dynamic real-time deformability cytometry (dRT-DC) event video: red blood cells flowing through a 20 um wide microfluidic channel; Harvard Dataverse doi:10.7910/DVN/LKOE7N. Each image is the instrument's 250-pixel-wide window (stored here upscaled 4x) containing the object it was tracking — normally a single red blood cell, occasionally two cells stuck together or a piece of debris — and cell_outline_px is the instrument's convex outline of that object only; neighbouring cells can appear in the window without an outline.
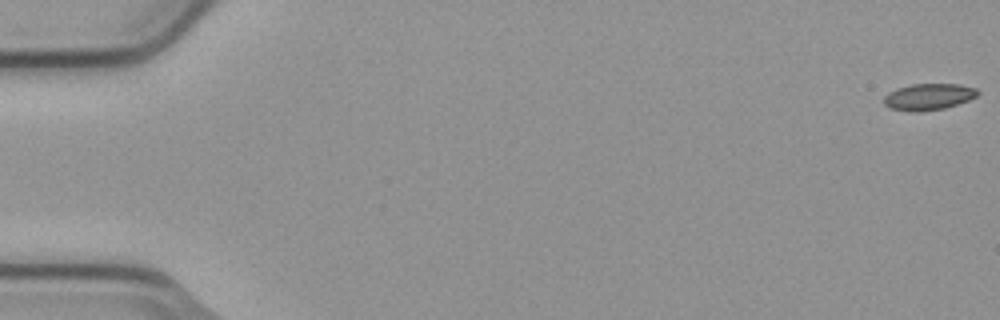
{"species": "common noctule bat (a hibernating species)", "species_latin": "Nyctalus noctula", "temperature_condition": "cold", "stored_images_in_passage": 56, "camera_frame_rate_fps": 3000, "um_per_image_px": 0.085, "animal": {"sex": "male", "body_mass_g": 23.1, "forearm_length_mm": 52.7}, "frame": {"image": 1, "passage_image": 1, "time_ms": 0.0, "image_size_px": [1000, 320], "cell_outline_px": [[980, 92], [976, 96], [968, 100], [944, 108], [920, 112], [912, 112], [888, 108], [884, 104], [884, 96], [888, 92], [896, 88], [912, 84], [960, 84], [976, 88]], "centroid_in_image_um": [78.89, 8.22], "position_along_channel_um": 6.1, "area_um2": 14.57}}
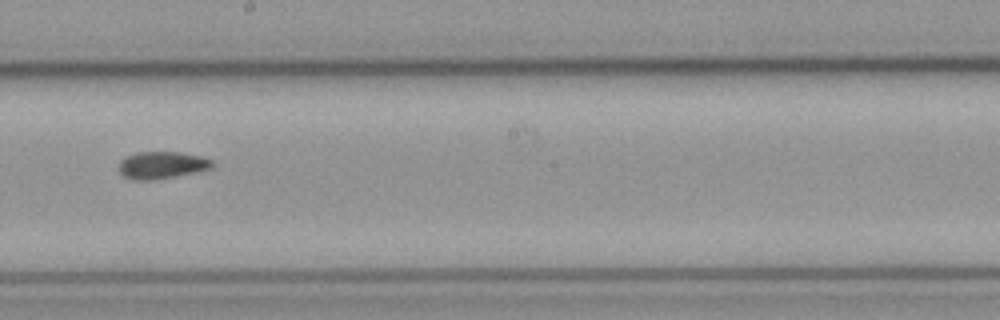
{"frame": {"image": 2, "passage_image": 32, "time_ms": 10.333, "image_size_px": [1000, 320], "cell_outline_px": [[212, 168], [196, 172], [176, 176], [152, 180], [132, 180], [124, 176], [120, 172], [120, 160], [136, 152], [176, 152], [200, 156], [212, 160]], "centroid_in_image_um": [13.75, 14.04], "position_along_channel_um": 234.5, "area_um2": 14.62}}
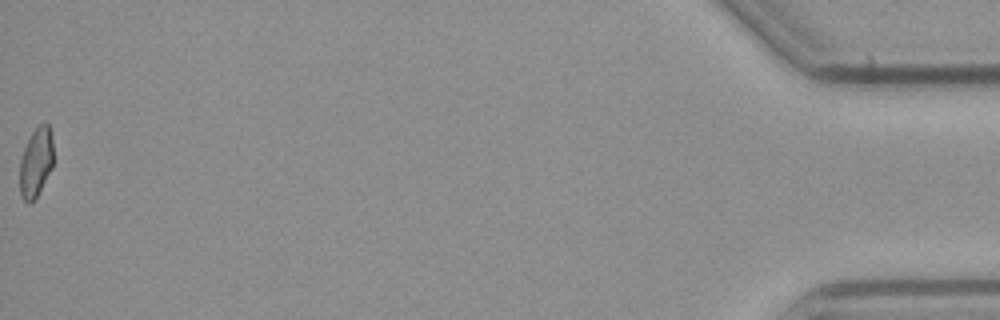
{"frame": {"image": 3, "passage_image": 56, "time_ms": 18.333, "image_size_px": [1000, 320], "cell_outline_px": [[52, 168], [36, 196], [28, 204], [20, 196], [20, 160], [24, 148], [32, 132], [44, 120], [48, 124], [52, 136]], "centroid_in_image_um": [3.05, 13.77], "position_along_channel_um": 432.2, "area_um2": 13.41}, "authors_computed_cell_mechanics": {"area_um2": 14.6234, "velocity_mm_per_s": 3.7728, "shape_relaxation_time_tau1_ms": null, "shape_relaxation_time_tau2_ms": 6.1059, "deformation_change_tau1": null, "deformation_change_tau2": 0.1028}}